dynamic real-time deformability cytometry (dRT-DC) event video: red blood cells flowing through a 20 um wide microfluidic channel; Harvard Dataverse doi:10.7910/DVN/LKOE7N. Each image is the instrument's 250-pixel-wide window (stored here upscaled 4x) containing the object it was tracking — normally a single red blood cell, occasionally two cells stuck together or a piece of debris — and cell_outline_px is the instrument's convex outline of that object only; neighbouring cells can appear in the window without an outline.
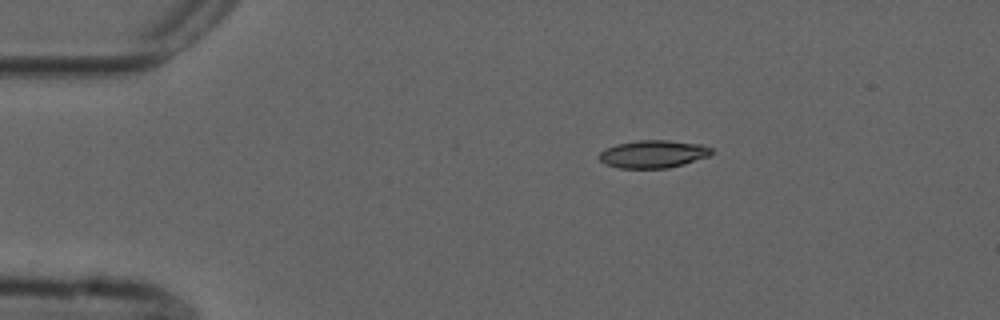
{"species": "common noctule bat (a hibernating species)", "species_latin": "Nyctalus noctula", "temperature_condition": "cold", "stored_images_in_passage": 45, "camera_frame_rate_fps": 3000, "um_per_image_px": 0.085, "animal": {"sex": "male", "forearm_length_mm": 52.5}, "frame": {"image": 1, "passage_image": 1, "time_ms": 0.0, "image_size_px": [1000, 320], "cell_outline_px": [[712, 152], [708, 156], [684, 164], [668, 168], [620, 168], [604, 164], [596, 156], [604, 148], [616, 144], [636, 140], [668, 140], [700, 144], [712, 148]], "centroid_in_image_um": [55.46, 13.09], "position_along_channel_um": 29.5, "area_um2": 18.26}}
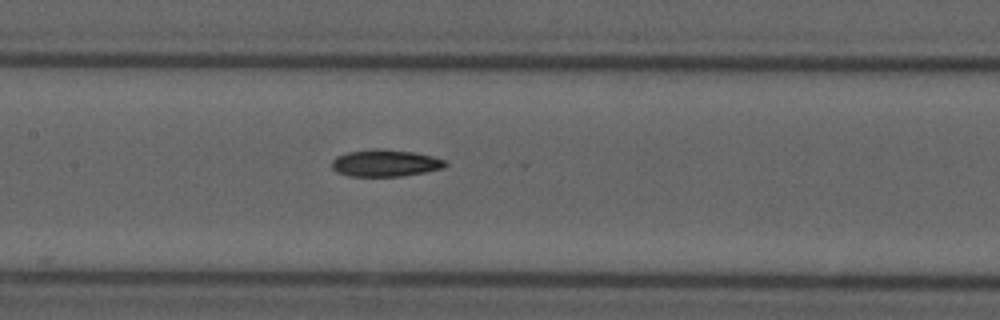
{"frame": {"image": 2, "passage_image": 17, "time_ms": 5.333, "image_size_px": [1000, 320], "cell_outline_px": [[448, 164], [444, 168], [424, 172], [400, 176], [348, 176], [336, 172], [332, 168], [332, 160], [336, 156], [348, 152], [372, 148], [380, 148], [412, 152], [432, 156], [444, 160]], "centroid_in_image_um": [32.72, 13.86], "position_along_channel_um": 174.7, "area_um2": 17.86}}
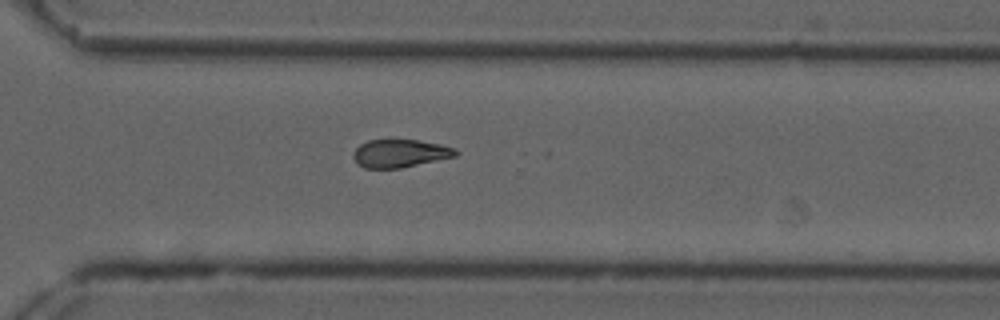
{"frame": {"image": 3, "passage_image": 30, "time_ms": 9.667, "image_size_px": [1000, 320], "cell_outline_px": [[460, 152], [456, 156], [400, 168], [364, 168], [352, 156], [352, 152], [360, 144], [368, 140], [416, 140], [440, 144], [456, 148]], "centroid_in_image_um": [34.02, 13.03], "position_along_channel_um": 336.6, "area_um2": 16.59}, "authors_computed_cell_mechanics": {"area_um2": 17.5134, "velocity_mm_per_s": 3.7475, "shape_relaxation_time_tau1_ms": 8.5847, "shape_relaxation_time_tau2_ms": 8.6334, "deformation_change_tau1": 0.1641, "deformation_change_tau2": 0.1728}}